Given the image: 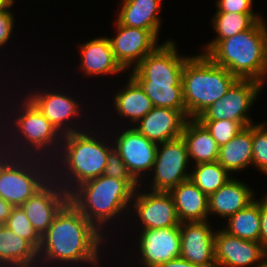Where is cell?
Returning a JSON list of instances; mask_svg holds the SVG:
<instances>
[{
	"label": "cell",
	"mask_w": 267,
	"mask_h": 267,
	"mask_svg": "<svg viewBox=\"0 0 267 267\" xmlns=\"http://www.w3.org/2000/svg\"><path fill=\"white\" fill-rule=\"evenodd\" d=\"M105 239L108 238L68 201L41 237L38 267H66L75 264L76 267H81L79 264L82 263L97 267L102 259L101 246L107 242Z\"/></svg>",
	"instance_id": "obj_1"
},
{
	"label": "cell",
	"mask_w": 267,
	"mask_h": 267,
	"mask_svg": "<svg viewBox=\"0 0 267 267\" xmlns=\"http://www.w3.org/2000/svg\"><path fill=\"white\" fill-rule=\"evenodd\" d=\"M89 127L63 135L59 153L51 162L52 178L68 194L83 182L103 175L107 156L114 148L111 140L109 145L107 138L99 137L100 131L88 130Z\"/></svg>",
	"instance_id": "obj_2"
},
{
	"label": "cell",
	"mask_w": 267,
	"mask_h": 267,
	"mask_svg": "<svg viewBox=\"0 0 267 267\" xmlns=\"http://www.w3.org/2000/svg\"><path fill=\"white\" fill-rule=\"evenodd\" d=\"M22 99L19 104L13 105L18 112L16 108L14 114L9 112V119L2 120L3 116L0 115L3 121V125L0 122V134L9 155L36 157L52 162L59 153L63 135L27 97Z\"/></svg>",
	"instance_id": "obj_3"
},
{
	"label": "cell",
	"mask_w": 267,
	"mask_h": 267,
	"mask_svg": "<svg viewBox=\"0 0 267 267\" xmlns=\"http://www.w3.org/2000/svg\"><path fill=\"white\" fill-rule=\"evenodd\" d=\"M176 45L172 39L159 44L130 72L154 107L186 110L182 72L191 56L178 54Z\"/></svg>",
	"instance_id": "obj_4"
},
{
	"label": "cell",
	"mask_w": 267,
	"mask_h": 267,
	"mask_svg": "<svg viewBox=\"0 0 267 267\" xmlns=\"http://www.w3.org/2000/svg\"><path fill=\"white\" fill-rule=\"evenodd\" d=\"M206 55L238 79L260 82L262 91L267 77L266 21L262 19L252 28L220 40Z\"/></svg>",
	"instance_id": "obj_5"
},
{
	"label": "cell",
	"mask_w": 267,
	"mask_h": 267,
	"mask_svg": "<svg viewBox=\"0 0 267 267\" xmlns=\"http://www.w3.org/2000/svg\"><path fill=\"white\" fill-rule=\"evenodd\" d=\"M134 192L125 180L101 175L77 186L69 194V201L107 236V225L111 227L112 220L116 223L117 217L124 219L121 214L129 212Z\"/></svg>",
	"instance_id": "obj_6"
},
{
	"label": "cell",
	"mask_w": 267,
	"mask_h": 267,
	"mask_svg": "<svg viewBox=\"0 0 267 267\" xmlns=\"http://www.w3.org/2000/svg\"><path fill=\"white\" fill-rule=\"evenodd\" d=\"M237 80L236 76L215 64L207 55H191L182 72L188 118L196 119L211 104L221 99Z\"/></svg>",
	"instance_id": "obj_7"
},
{
	"label": "cell",
	"mask_w": 267,
	"mask_h": 267,
	"mask_svg": "<svg viewBox=\"0 0 267 267\" xmlns=\"http://www.w3.org/2000/svg\"><path fill=\"white\" fill-rule=\"evenodd\" d=\"M51 178L50 161L8 155L0 164V197L13 207L21 206Z\"/></svg>",
	"instance_id": "obj_8"
},
{
	"label": "cell",
	"mask_w": 267,
	"mask_h": 267,
	"mask_svg": "<svg viewBox=\"0 0 267 267\" xmlns=\"http://www.w3.org/2000/svg\"><path fill=\"white\" fill-rule=\"evenodd\" d=\"M260 82L252 79H238L219 100L211 104L197 120H230L243 127L254 124L249 117L253 103L260 91Z\"/></svg>",
	"instance_id": "obj_9"
},
{
	"label": "cell",
	"mask_w": 267,
	"mask_h": 267,
	"mask_svg": "<svg viewBox=\"0 0 267 267\" xmlns=\"http://www.w3.org/2000/svg\"><path fill=\"white\" fill-rule=\"evenodd\" d=\"M190 164L182 137L158 144L150 190L169 192L181 182L190 179Z\"/></svg>",
	"instance_id": "obj_10"
},
{
	"label": "cell",
	"mask_w": 267,
	"mask_h": 267,
	"mask_svg": "<svg viewBox=\"0 0 267 267\" xmlns=\"http://www.w3.org/2000/svg\"><path fill=\"white\" fill-rule=\"evenodd\" d=\"M36 89L37 91L33 90V92L28 90V94L25 96L58 129L62 135L87 129H81L77 122L74 121L76 119L80 121V116L82 115V113H80L82 112L80 105L82 103L80 102L79 104V101H76L75 98H72L71 94H64L59 89V92L57 90H55V92L54 90H45L44 88L42 90L39 88L38 90L37 87Z\"/></svg>",
	"instance_id": "obj_11"
},
{
	"label": "cell",
	"mask_w": 267,
	"mask_h": 267,
	"mask_svg": "<svg viewBox=\"0 0 267 267\" xmlns=\"http://www.w3.org/2000/svg\"><path fill=\"white\" fill-rule=\"evenodd\" d=\"M138 187L133 195L131 209L134 217L141 221V229H160L180 226L173 198L169 192L146 191ZM133 206V207H132Z\"/></svg>",
	"instance_id": "obj_12"
},
{
	"label": "cell",
	"mask_w": 267,
	"mask_h": 267,
	"mask_svg": "<svg viewBox=\"0 0 267 267\" xmlns=\"http://www.w3.org/2000/svg\"><path fill=\"white\" fill-rule=\"evenodd\" d=\"M112 139L114 149L119 153L128 171L141 184L144 173L149 174L148 171L153 169L158 144L147 139L131 125L127 129L123 127L121 133Z\"/></svg>",
	"instance_id": "obj_13"
},
{
	"label": "cell",
	"mask_w": 267,
	"mask_h": 267,
	"mask_svg": "<svg viewBox=\"0 0 267 267\" xmlns=\"http://www.w3.org/2000/svg\"><path fill=\"white\" fill-rule=\"evenodd\" d=\"M117 34L110 37L112 51L118 63L126 71L134 69L158 45V38L150 31L128 27L114 21Z\"/></svg>",
	"instance_id": "obj_14"
},
{
	"label": "cell",
	"mask_w": 267,
	"mask_h": 267,
	"mask_svg": "<svg viewBox=\"0 0 267 267\" xmlns=\"http://www.w3.org/2000/svg\"><path fill=\"white\" fill-rule=\"evenodd\" d=\"M139 261L144 267L160 265L180 257V226L160 229H140L138 236Z\"/></svg>",
	"instance_id": "obj_15"
},
{
	"label": "cell",
	"mask_w": 267,
	"mask_h": 267,
	"mask_svg": "<svg viewBox=\"0 0 267 267\" xmlns=\"http://www.w3.org/2000/svg\"><path fill=\"white\" fill-rule=\"evenodd\" d=\"M68 201L69 194L58 182L51 178L20 207L34 229L42 237L52 224L56 214Z\"/></svg>",
	"instance_id": "obj_16"
},
{
	"label": "cell",
	"mask_w": 267,
	"mask_h": 267,
	"mask_svg": "<svg viewBox=\"0 0 267 267\" xmlns=\"http://www.w3.org/2000/svg\"><path fill=\"white\" fill-rule=\"evenodd\" d=\"M209 224L207 220L180 223L181 258L204 267H216V231Z\"/></svg>",
	"instance_id": "obj_17"
},
{
	"label": "cell",
	"mask_w": 267,
	"mask_h": 267,
	"mask_svg": "<svg viewBox=\"0 0 267 267\" xmlns=\"http://www.w3.org/2000/svg\"><path fill=\"white\" fill-rule=\"evenodd\" d=\"M262 258L263 245L260 242L232 236L223 229L216 230V267H256Z\"/></svg>",
	"instance_id": "obj_18"
},
{
	"label": "cell",
	"mask_w": 267,
	"mask_h": 267,
	"mask_svg": "<svg viewBox=\"0 0 267 267\" xmlns=\"http://www.w3.org/2000/svg\"><path fill=\"white\" fill-rule=\"evenodd\" d=\"M188 119L186 110L153 107L134 127L150 141L160 144L180 138Z\"/></svg>",
	"instance_id": "obj_19"
},
{
	"label": "cell",
	"mask_w": 267,
	"mask_h": 267,
	"mask_svg": "<svg viewBox=\"0 0 267 267\" xmlns=\"http://www.w3.org/2000/svg\"><path fill=\"white\" fill-rule=\"evenodd\" d=\"M78 49L81 56L78 69L87 77L114 75L124 71L114 56L109 37L91 39Z\"/></svg>",
	"instance_id": "obj_20"
},
{
	"label": "cell",
	"mask_w": 267,
	"mask_h": 267,
	"mask_svg": "<svg viewBox=\"0 0 267 267\" xmlns=\"http://www.w3.org/2000/svg\"><path fill=\"white\" fill-rule=\"evenodd\" d=\"M255 200L254 191L245 182L234 177L220 189L208 196V213L228 219L239 210L246 208Z\"/></svg>",
	"instance_id": "obj_21"
},
{
	"label": "cell",
	"mask_w": 267,
	"mask_h": 267,
	"mask_svg": "<svg viewBox=\"0 0 267 267\" xmlns=\"http://www.w3.org/2000/svg\"><path fill=\"white\" fill-rule=\"evenodd\" d=\"M116 20L125 26L150 30L159 37L161 19L158 16L162 0H121Z\"/></svg>",
	"instance_id": "obj_22"
},
{
	"label": "cell",
	"mask_w": 267,
	"mask_h": 267,
	"mask_svg": "<svg viewBox=\"0 0 267 267\" xmlns=\"http://www.w3.org/2000/svg\"><path fill=\"white\" fill-rule=\"evenodd\" d=\"M169 193L181 223L208 220V196L191 179L181 182Z\"/></svg>",
	"instance_id": "obj_23"
},
{
	"label": "cell",
	"mask_w": 267,
	"mask_h": 267,
	"mask_svg": "<svg viewBox=\"0 0 267 267\" xmlns=\"http://www.w3.org/2000/svg\"><path fill=\"white\" fill-rule=\"evenodd\" d=\"M38 263V250L5 225H0V267H38Z\"/></svg>",
	"instance_id": "obj_24"
},
{
	"label": "cell",
	"mask_w": 267,
	"mask_h": 267,
	"mask_svg": "<svg viewBox=\"0 0 267 267\" xmlns=\"http://www.w3.org/2000/svg\"><path fill=\"white\" fill-rule=\"evenodd\" d=\"M122 90L116 92L113 97L114 111L119 117L128 119L131 125H135L153 107L150 98L145 94L139 83L131 76Z\"/></svg>",
	"instance_id": "obj_25"
},
{
	"label": "cell",
	"mask_w": 267,
	"mask_h": 267,
	"mask_svg": "<svg viewBox=\"0 0 267 267\" xmlns=\"http://www.w3.org/2000/svg\"><path fill=\"white\" fill-rule=\"evenodd\" d=\"M185 141L189 161L194 164L218 161L220 147L207 128L197 119H188L181 135Z\"/></svg>",
	"instance_id": "obj_26"
},
{
	"label": "cell",
	"mask_w": 267,
	"mask_h": 267,
	"mask_svg": "<svg viewBox=\"0 0 267 267\" xmlns=\"http://www.w3.org/2000/svg\"><path fill=\"white\" fill-rule=\"evenodd\" d=\"M218 163L230 174L252 165V124L220 147Z\"/></svg>",
	"instance_id": "obj_27"
},
{
	"label": "cell",
	"mask_w": 267,
	"mask_h": 267,
	"mask_svg": "<svg viewBox=\"0 0 267 267\" xmlns=\"http://www.w3.org/2000/svg\"><path fill=\"white\" fill-rule=\"evenodd\" d=\"M212 26L217 36L208 44H205L204 52L206 55L220 40L232 37L240 32L252 28L258 21L264 19L259 14L245 13H215Z\"/></svg>",
	"instance_id": "obj_28"
},
{
	"label": "cell",
	"mask_w": 267,
	"mask_h": 267,
	"mask_svg": "<svg viewBox=\"0 0 267 267\" xmlns=\"http://www.w3.org/2000/svg\"><path fill=\"white\" fill-rule=\"evenodd\" d=\"M222 229L228 234L259 242L260 234V199H255L246 208L230 216Z\"/></svg>",
	"instance_id": "obj_29"
},
{
	"label": "cell",
	"mask_w": 267,
	"mask_h": 267,
	"mask_svg": "<svg viewBox=\"0 0 267 267\" xmlns=\"http://www.w3.org/2000/svg\"><path fill=\"white\" fill-rule=\"evenodd\" d=\"M230 174L218 161L199 163L190 172L191 181L207 196L220 189L229 179Z\"/></svg>",
	"instance_id": "obj_30"
},
{
	"label": "cell",
	"mask_w": 267,
	"mask_h": 267,
	"mask_svg": "<svg viewBox=\"0 0 267 267\" xmlns=\"http://www.w3.org/2000/svg\"><path fill=\"white\" fill-rule=\"evenodd\" d=\"M17 236L29 241L37 250L41 244V236L32 226L30 220L20 206L13 207L7 222L4 224Z\"/></svg>",
	"instance_id": "obj_31"
},
{
	"label": "cell",
	"mask_w": 267,
	"mask_h": 267,
	"mask_svg": "<svg viewBox=\"0 0 267 267\" xmlns=\"http://www.w3.org/2000/svg\"><path fill=\"white\" fill-rule=\"evenodd\" d=\"M267 175V125L252 124V166Z\"/></svg>",
	"instance_id": "obj_32"
},
{
	"label": "cell",
	"mask_w": 267,
	"mask_h": 267,
	"mask_svg": "<svg viewBox=\"0 0 267 267\" xmlns=\"http://www.w3.org/2000/svg\"><path fill=\"white\" fill-rule=\"evenodd\" d=\"M210 132L219 147L223 146L244 128L239 122L230 120H198Z\"/></svg>",
	"instance_id": "obj_33"
},
{
	"label": "cell",
	"mask_w": 267,
	"mask_h": 267,
	"mask_svg": "<svg viewBox=\"0 0 267 267\" xmlns=\"http://www.w3.org/2000/svg\"><path fill=\"white\" fill-rule=\"evenodd\" d=\"M103 175L125 180L134 190L140 186V184L132 177L127 169L126 164L123 162L119 153L114 148L107 156Z\"/></svg>",
	"instance_id": "obj_34"
},
{
	"label": "cell",
	"mask_w": 267,
	"mask_h": 267,
	"mask_svg": "<svg viewBox=\"0 0 267 267\" xmlns=\"http://www.w3.org/2000/svg\"><path fill=\"white\" fill-rule=\"evenodd\" d=\"M253 2L254 0H217L215 13L257 14L253 12Z\"/></svg>",
	"instance_id": "obj_35"
},
{
	"label": "cell",
	"mask_w": 267,
	"mask_h": 267,
	"mask_svg": "<svg viewBox=\"0 0 267 267\" xmlns=\"http://www.w3.org/2000/svg\"><path fill=\"white\" fill-rule=\"evenodd\" d=\"M13 5L2 12H0V49L2 46H6L7 41L12 36L11 33L14 29V14L10 11Z\"/></svg>",
	"instance_id": "obj_36"
},
{
	"label": "cell",
	"mask_w": 267,
	"mask_h": 267,
	"mask_svg": "<svg viewBox=\"0 0 267 267\" xmlns=\"http://www.w3.org/2000/svg\"><path fill=\"white\" fill-rule=\"evenodd\" d=\"M259 242L264 245L267 243V194L260 200V234Z\"/></svg>",
	"instance_id": "obj_37"
},
{
	"label": "cell",
	"mask_w": 267,
	"mask_h": 267,
	"mask_svg": "<svg viewBox=\"0 0 267 267\" xmlns=\"http://www.w3.org/2000/svg\"><path fill=\"white\" fill-rule=\"evenodd\" d=\"M159 267H204L198 264H193L185 259L179 257L160 265Z\"/></svg>",
	"instance_id": "obj_38"
},
{
	"label": "cell",
	"mask_w": 267,
	"mask_h": 267,
	"mask_svg": "<svg viewBox=\"0 0 267 267\" xmlns=\"http://www.w3.org/2000/svg\"><path fill=\"white\" fill-rule=\"evenodd\" d=\"M13 206L0 197V225H4L10 216Z\"/></svg>",
	"instance_id": "obj_39"
},
{
	"label": "cell",
	"mask_w": 267,
	"mask_h": 267,
	"mask_svg": "<svg viewBox=\"0 0 267 267\" xmlns=\"http://www.w3.org/2000/svg\"><path fill=\"white\" fill-rule=\"evenodd\" d=\"M9 155L8 148L6 147V144L4 142L3 137L0 134V164L3 162V160Z\"/></svg>",
	"instance_id": "obj_40"
},
{
	"label": "cell",
	"mask_w": 267,
	"mask_h": 267,
	"mask_svg": "<svg viewBox=\"0 0 267 267\" xmlns=\"http://www.w3.org/2000/svg\"><path fill=\"white\" fill-rule=\"evenodd\" d=\"M15 0H0V12L9 9L12 5L14 6Z\"/></svg>",
	"instance_id": "obj_41"
},
{
	"label": "cell",
	"mask_w": 267,
	"mask_h": 267,
	"mask_svg": "<svg viewBox=\"0 0 267 267\" xmlns=\"http://www.w3.org/2000/svg\"><path fill=\"white\" fill-rule=\"evenodd\" d=\"M256 267H267V260L262 258V260Z\"/></svg>",
	"instance_id": "obj_42"
},
{
	"label": "cell",
	"mask_w": 267,
	"mask_h": 267,
	"mask_svg": "<svg viewBox=\"0 0 267 267\" xmlns=\"http://www.w3.org/2000/svg\"><path fill=\"white\" fill-rule=\"evenodd\" d=\"M263 258L267 260V243L263 245Z\"/></svg>",
	"instance_id": "obj_43"
}]
</instances>
